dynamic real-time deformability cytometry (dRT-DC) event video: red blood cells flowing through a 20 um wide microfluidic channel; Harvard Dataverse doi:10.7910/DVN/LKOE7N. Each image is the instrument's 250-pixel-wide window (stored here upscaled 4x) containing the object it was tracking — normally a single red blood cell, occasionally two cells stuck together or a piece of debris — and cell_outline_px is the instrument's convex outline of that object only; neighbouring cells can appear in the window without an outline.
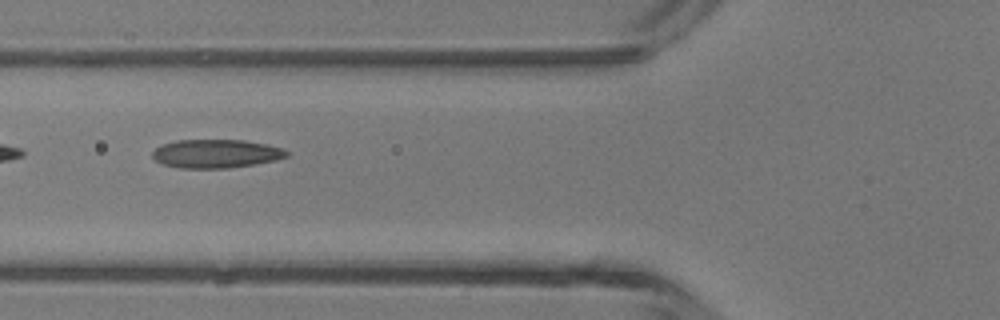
{"species": "common noctule bat (a hibernating species)", "species_latin": "Nyctalus noctula", "temperature_condition": "room temperature", "stored_images_in_passage": 3, "camera_frame_rate_fps": 3000, "um_per_image_px": 0.085, "animal": {"sex": "male", "body_mass_g": 13.3}, "frame": {"image": 1, "passage_image": 2, "time_ms": 0.333, "image_size_px": [1000, 320], "cell_outline_px": [[288, 156], [276, 160], [228, 168], [180, 168], [164, 164], [156, 160], [152, 156], [152, 152], [160, 144], [176, 140], [244, 140], [268, 144], [284, 148], [288, 152]], "centroid_in_image_um": [18.37, 13.05], "position_along_channel_um": 107.4, "area_um2": 22.37}}
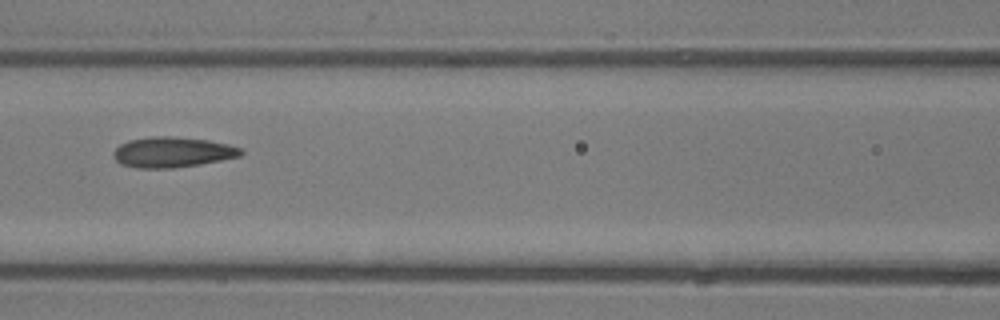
{"frame": {"image": 2, "passage_image": 3, "time_ms": 0.667, "image_size_px": [1000, 320], "cell_outline_px": [[244, 152], [240, 156], [200, 164], [172, 168], [136, 168], [120, 164], [112, 156], [112, 152], [120, 144], [128, 140], [152, 136], [172, 136], [208, 140], [228, 144], [244, 148]], "centroid_in_image_um": [14.64, 12.93], "position_along_channel_um": 152.0, "area_um2": 22.77}}